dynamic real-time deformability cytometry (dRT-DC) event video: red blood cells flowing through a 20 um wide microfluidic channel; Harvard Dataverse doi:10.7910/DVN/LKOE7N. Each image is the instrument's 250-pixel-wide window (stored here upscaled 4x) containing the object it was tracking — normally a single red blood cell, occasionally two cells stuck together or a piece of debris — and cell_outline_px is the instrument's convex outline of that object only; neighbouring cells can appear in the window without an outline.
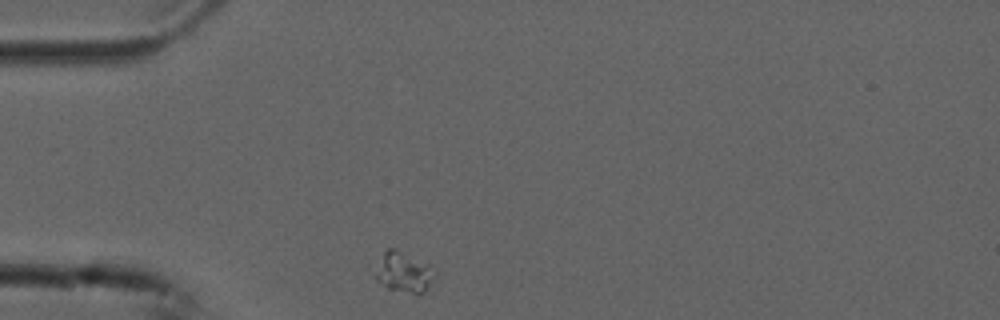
{"species": "common noctule bat (a hibernating species)", "species_latin": "Nyctalus noctula", "temperature_condition": "cold", "stored_images_in_passage": 1, "camera_frame_rate_fps": 3000, "um_per_image_px": 0.085, "animal": {"sex": "male", "forearm_length_mm": 52.5}, "frame": {"image": 1, "passage_image": 1, "time_ms": 0.0, "image_size_px": [1000, 320], "cell_outline_px": [[428, 288], [420, 296], [388, 288], [376, 280], [376, 276], [384, 252], [388, 248], [392, 248], [424, 268], [428, 280]], "centroid_in_image_um": [34.15, 23.26], "position_along_channel_um": 50.9, "area_um2": 11.79}}